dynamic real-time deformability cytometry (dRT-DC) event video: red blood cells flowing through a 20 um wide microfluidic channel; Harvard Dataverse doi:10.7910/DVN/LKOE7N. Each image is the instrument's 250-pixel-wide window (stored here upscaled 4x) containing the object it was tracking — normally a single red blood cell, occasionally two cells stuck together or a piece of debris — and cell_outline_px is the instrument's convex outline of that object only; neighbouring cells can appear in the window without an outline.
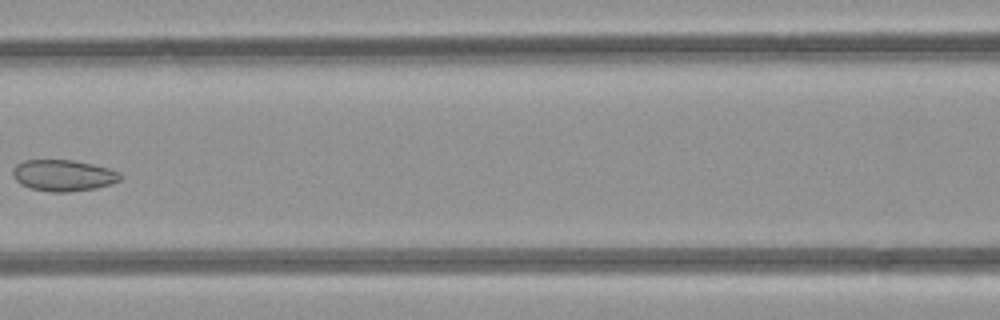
{"species": "common noctule bat (a hibernating species)", "species_latin": "Nyctalus noctula", "temperature_condition": "room temperature", "stored_images_in_passage": 5, "camera_frame_rate_fps": 3000, "um_per_image_px": 0.085, "animal": {"sex": "female", "body_mass_g": 21.9}, "frame": {"image": 1, "passage_image": 5, "time_ms": 5.333, "image_size_px": [1000, 320], "cell_outline_px": [[120, 180], [112, 184], [96, 188], [68, 192], [52, 192], [28, 188], [20, 184], [12, 176], [12, 168], [16, 164], [24, 160], [72, 160], [92, 164], [108, 168], [120, 172]], "centroid_in_image_um": [5.35, 14.91], "position_along_channel_um": 161.3, "area_um2": 19.77}}